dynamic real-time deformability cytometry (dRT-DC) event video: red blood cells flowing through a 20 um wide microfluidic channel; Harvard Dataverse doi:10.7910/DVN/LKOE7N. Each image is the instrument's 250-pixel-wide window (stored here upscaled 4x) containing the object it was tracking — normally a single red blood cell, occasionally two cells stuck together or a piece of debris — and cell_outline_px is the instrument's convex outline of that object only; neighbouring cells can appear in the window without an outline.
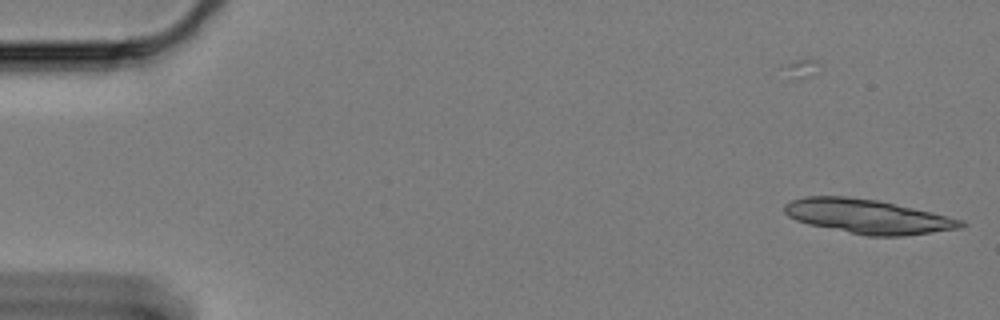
{"species": "Egyptian fruit bat (a non-hibernating species)", "species_latin": "Rousettus aegyptiacus", "temperature_condition": "cold", "stored_images_in_passage": 8, "camera_frame_rate_fps": 3000, "um_per_image_px": 0.085, "animal": {"sex": "female"}, "frame": {"image": 1, "passage_image": 8, "time_ms": 2.333, "image_size_px": [1000, 320], "cell_outline_px": [[968, 224], [960, 228], [904, 236], [868, 236], [808, 224], [796, 220], [788, 216], [784, 212], [784, 204], [792, 200], [804, 196], [848, 196], [876, 200], [932, 212], [964, 220]], "centroid_in_image_um": [73.76, 18.4], "position_along_channel_um": 11.2, "area_um2": 35.14}}